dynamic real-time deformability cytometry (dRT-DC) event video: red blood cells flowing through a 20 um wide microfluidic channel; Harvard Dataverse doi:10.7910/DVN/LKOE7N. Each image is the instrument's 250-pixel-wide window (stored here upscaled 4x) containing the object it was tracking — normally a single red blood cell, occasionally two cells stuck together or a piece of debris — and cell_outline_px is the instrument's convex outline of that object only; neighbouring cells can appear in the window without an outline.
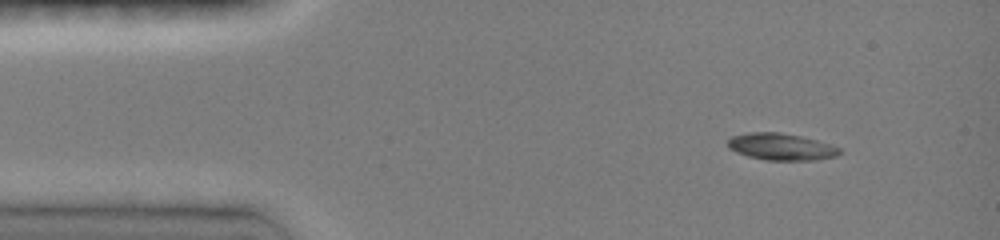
{"species": "common noctule bat (a hibernating species)", "species_latin": "Nyctalus noctula", "temperature_condition": "room temperature", "stored_images_in_passage": 5, "camera_frame_rate_fps": 3000, "um_per_image_px": 0.085, "animal": {"sex": "female", "body_mass_g": 19.0, "forearm_length_mm": 51.5}, "frame": {"image": 1, "passage_image": 1, "time_ms": 0.0, "image_size_px": [1000, 240], "cell_outline_px": [[840, 152], [836, 156], [816, 160], [764, 160], [748, 156], [736, 152], [728, 148], [728, 140], [732, 136], [748, 132], [780, 132], [800, 136], [816, 140], [840, 148]], "centroid_in_image_um": [66.36, 12.47], "position_along_channel_um": 18.6, "area_um2": 17.4}}
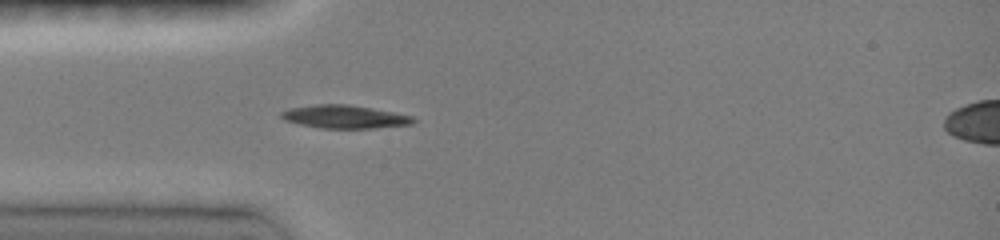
{"frame": {"image": 2, "passage_image": 5, "time_ms": 2.667, "image_size_px": [1000, 240], "cell_outline_px": [[416, 120], [412, 124], [376, 128], [320, 128], [300, 124], [284, 120], [280, 116], [280, 112], [288, 108], [316, 104], [348, 104], [372, 108], [412, 116]], "centroid_in_image_um": [29.26, 9.92], "position_along_channel_um": 55.7, "area_um2": 17.8}}